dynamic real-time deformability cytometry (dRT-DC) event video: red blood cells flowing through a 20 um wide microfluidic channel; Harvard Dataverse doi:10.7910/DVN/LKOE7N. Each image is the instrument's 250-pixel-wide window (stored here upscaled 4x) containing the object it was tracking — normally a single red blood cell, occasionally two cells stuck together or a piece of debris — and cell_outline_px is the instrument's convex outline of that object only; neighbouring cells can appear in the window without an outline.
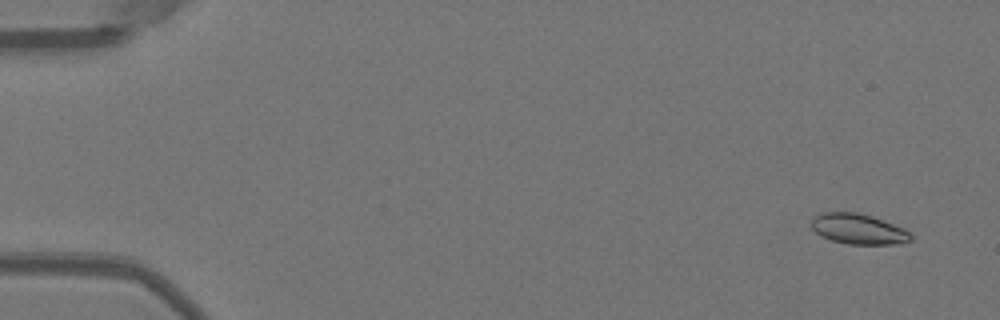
{"species": "Egyptian fruit bat (a non-hibernating species)", "species_latin": "Rousettus aegyptiacus", "temperature_condition": "warm", "stored_images_in_passage": 53, "segment_of_instrument_passage": [1, 2], "camera_frame_rate_fps": 3000, "um_per_image_px": 0.085, "animal": {"sex": "female"}, "frame": {"image": 1, "passage_image": 3, "time_ms": 0.667, "image_size_px": [1000, 320], "cell_outline_px": [[912, 240], [896, 244], [848, 244], [832, 240], [820, 236], [812, 228], [812, 220], [820, 212], [856, 212], [872, 216], [904, 228], [912, 232]], "centroid_in_image_um": [72.99, 19.46], "position_along_channel_um": 12.0, "area_um2": 17.63}}
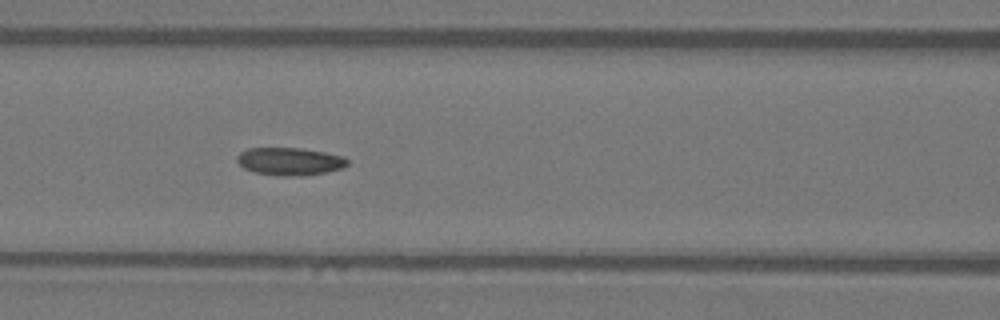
{"frame": {"image": 2, "passage_image": 23, "time_ms": 7.333, "image_size_px": [1000, 320], "cell_outline_px": [[348, 164], [344, 168], [324, 172], [300, 176], [284, 176], [256, 172], [244, 168], [236, 160], [236, 156], [240, 152], [248, 148], [300, 148], [324, 152], [344, 156], [348, 160]], "centroid_in_image_um": [24.64, 13.71], "position_along_channel_um": 142.0, "area_um2": 17.74}}
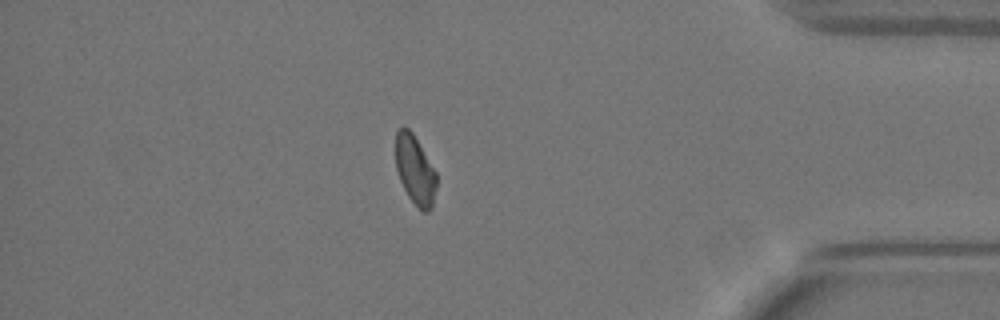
{"frame": {"image": 3, "passage_image": 45, "time_ms": 14.667, "image_size_px": [1000, 320], "cell_outline_px": [[436, 188], [432, 208], [428, 212], [424, 212], [408, 196], [400, 180], [396, 168], [396, 132], [400, 128], [408, 128], [412, 132], [436, 172]], "centroid_in_image_um": [35.28, 14.46], "position_along_channel_um": 399.9, "area_um2": 16.13}}